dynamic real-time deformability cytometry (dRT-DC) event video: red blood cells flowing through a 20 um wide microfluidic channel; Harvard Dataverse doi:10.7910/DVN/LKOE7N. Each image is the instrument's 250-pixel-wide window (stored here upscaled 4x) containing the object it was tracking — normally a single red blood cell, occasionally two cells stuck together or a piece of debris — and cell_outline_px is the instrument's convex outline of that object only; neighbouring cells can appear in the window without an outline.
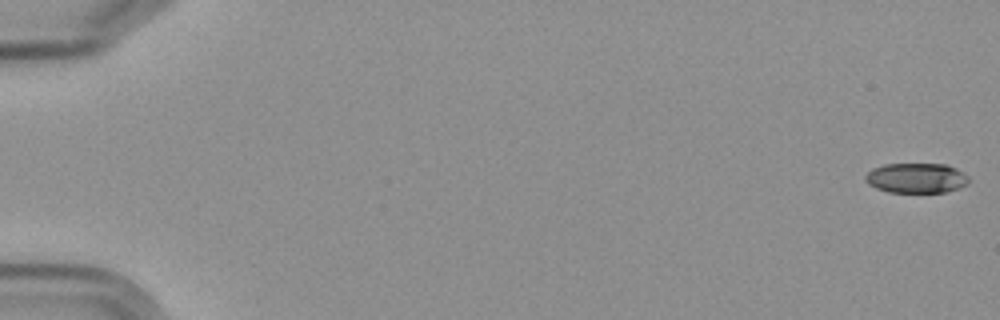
{"species": "Egyptian fruit bat (a non-hibernating species)", "species_latin": "Rousettus aegyptiacus", "temperature_condition": "cold", "stored_images_in_passage": 11, "camera_frame_rate_fps": 3000, "um_per_image_px": 0.085, "frame": {"image": 1, "passage_image": 1, "time_ms": 0.0, "image_size_px": [1000, 320], "cell_outline_px": [[968, 184], [944, 192], [888, 192], [876, 188], [868, 184], [864, 180], [864, 176], [872, 168], [884, 164], [944, 164], [956, 168], [968, 176]], "centroid_in_image_um": [77.84, 15.13], "position_along_channel_um": 7.2, "area_um2": 18.03}}
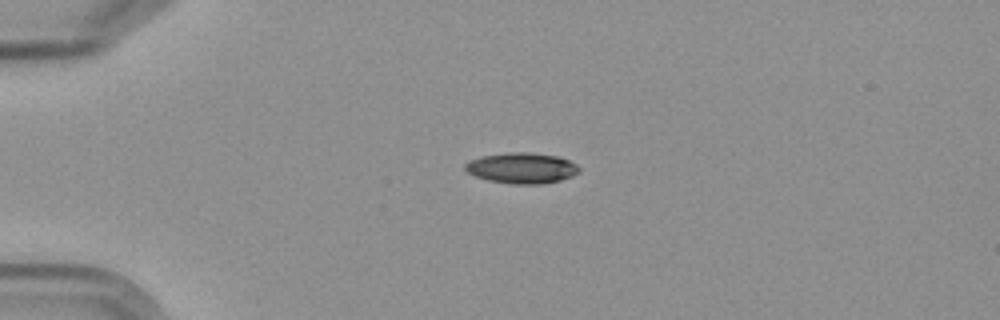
{"frame": {"image": 2, "passage_image": 5, "time_ms": 4.667, "image_size_px": [1000, 320], "cell_outline_px": [[580, 172], [572, 176], [560, 180], [540, 184], [512, 184], [488, 180], [476, 176], [468, 172], [464, 168], [464, 164], [468, 160], [480, 156], [512, 152], [528, 152], [560, 156], [576, 164], [580, 168]], "centroid_in_image_um": [44.35, 14.28], "position_along_channel_um": 40.6, "area_um2": 20.52}}
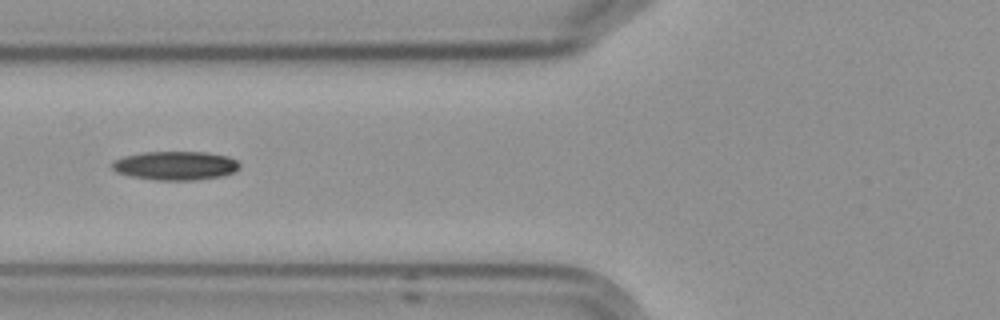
{"frame": {"image": 3, "passage_image": 7, "time_ms": 7.667, "image_size_px": [1000, 320], "cell_outline_px": [[240, 168], [224, 176], [196, 180], [156, 180], [132, 176], [116, 172], [112, 168], [112, 160], [124, 156], [144, 152], [208, 152], [228, 156], [236, 160], [240, 164]], "centroid_in_image_um": [14.93, 14.07], "position_along_channel_um": 110.9, "area_um2": 21.5}}